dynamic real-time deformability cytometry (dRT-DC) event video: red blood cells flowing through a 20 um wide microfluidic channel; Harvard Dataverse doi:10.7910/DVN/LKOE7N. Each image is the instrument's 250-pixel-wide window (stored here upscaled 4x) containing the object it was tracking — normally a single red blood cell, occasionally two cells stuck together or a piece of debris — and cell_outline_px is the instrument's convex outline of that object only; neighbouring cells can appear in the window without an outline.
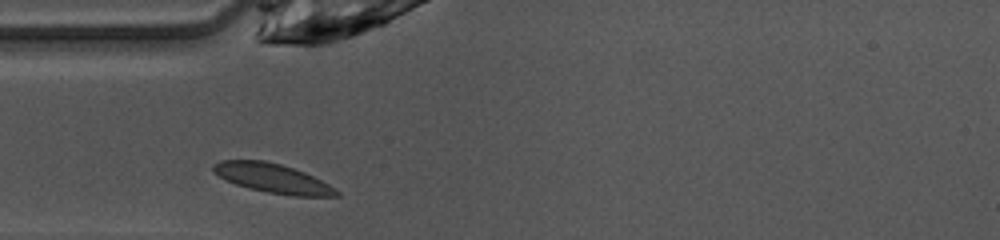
{"species": "common noctule bat (a hibernating species)", "species_latin": "Nyctalus noctula", "temperature_condition": "warm", "stored_images_in_passage": 26, "camera_frame_rate_fps": 3000, "um_per_image_px": 0.085, "animal": {"sex": "female", "body_mass_g": 10.0, "forearm_length_mm": 53.1}, "frame": {"image": 1, "passage_image": 1, "time_ms": 0.0, "image_size_px": [1000, 240], "cell_outline_px": [[340, 196], [292, 196], [268, 192], [248, 188], [224, 180], [212, 168], [212, 164], [220, 160], [264, 160], [280, 164], [304, 172], [328, 184], [340, 192]], "centroid_in_image_um": [23.16, 15.15], "position_along_channel_um": 61.8, "area_um2": 20.81}}
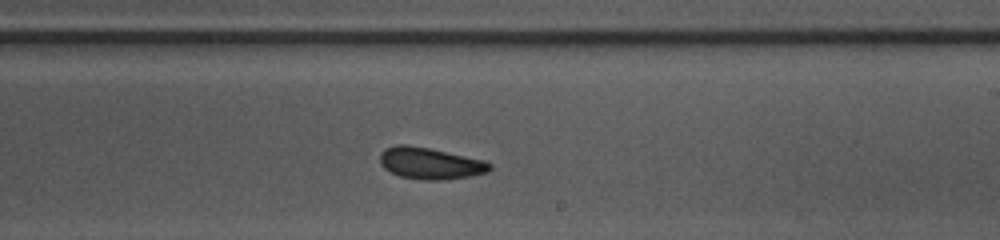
{"frame": {"image": 2, "passage_image": 15, "time_ms": 4.667, "image_size_px": [1000, 240], "cell_outline_px": [[492, 168], [488, 172], [468, 176], [444, 180], [420, 180], [400, 176], [384, 168], [380, 164], [380, 152], [384, 148], [396, 144], [404, 144], [428, 148], [484, 160], [492, 164]], "centroid_in_image_um": [36.54, 13.88], "position_along_channel_um": 252.5, "area_um2": 20.23}}
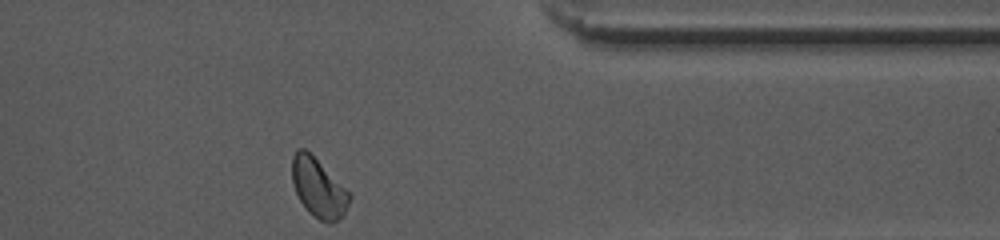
{"frame": {"image": 3, "passage_image": 26, "time_ms": 8.333, "image_size_px": [1000, 240], "cell_outline_px": [[352, 196], [344, 216], [332, 224], [320, 220], [308, 212], [300, 200], [296, 192], [292, 180], [292, 156], [296, 148], [304, 148]], "centroid_in_image_um": [27.05, 16.01], "position_along_channel_um": 384.3, "area_um2": 19.31}, "authors_computed_cell_mechanics": {"area_um2": 19.7676, "velocity_mm_per_s": 4.0628, "shape_relaxation_time_tau1_ms": 5.7433, "shape_relaxation_time_tau2_ms": 3.2923, "deformation_change_tau1": 0.1186, "deformation_change_tau2": 0.0571}}